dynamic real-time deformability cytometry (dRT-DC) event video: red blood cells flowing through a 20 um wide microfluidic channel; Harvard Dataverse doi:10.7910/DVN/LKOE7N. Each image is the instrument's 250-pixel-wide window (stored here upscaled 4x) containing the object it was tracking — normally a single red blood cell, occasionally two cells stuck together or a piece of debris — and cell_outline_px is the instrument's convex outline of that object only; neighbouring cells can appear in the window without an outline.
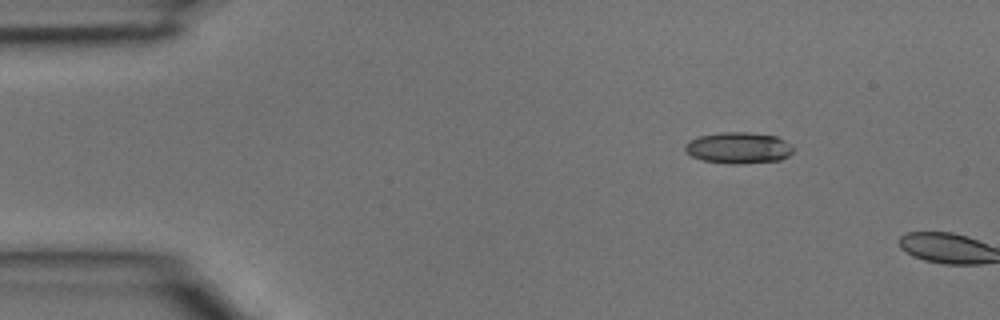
{"species": "common noctule bat (a hibernating species)", "species_latin": "Nyctalus noctula", "temperature_condition": "room temperature", "stored_images_in_passage": 2, "camera_frame_rate_fps": 3000, "um_per_image_px": 0.085, "animal": {"sex": "male", "body_mass_g": 15.6}, "frame": {"image": 1, "passage_image": 1, "time_ms": 0.0, "image_size_px": [1000, 320], "cell_outline_px": [[796, 148], [788, 156], [780, 160], [744, 164], [728, 164], [704, 160], [692, 156], [684, 152], [684, 144], [688, 140], [700, 136], [720, 132], [748, 132], [776, 136], [792, 144]], "centroid_in_image_um": [62.78, 12.57], "position_along_channel_um": 22.2, "area_um2": 20.06}}